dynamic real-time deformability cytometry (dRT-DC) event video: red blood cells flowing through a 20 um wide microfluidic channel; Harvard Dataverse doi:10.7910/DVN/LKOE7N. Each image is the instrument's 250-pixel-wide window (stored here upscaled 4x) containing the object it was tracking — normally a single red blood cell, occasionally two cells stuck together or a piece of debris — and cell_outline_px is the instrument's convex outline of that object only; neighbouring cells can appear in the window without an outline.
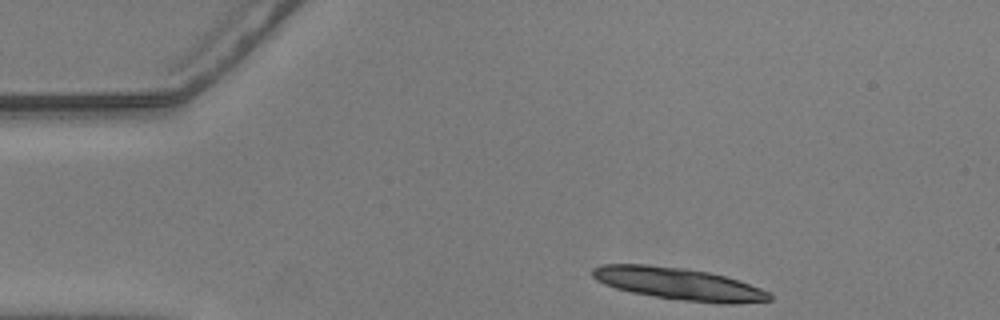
{"species": "common noctule bat (a hibernating species)", "species_latin": "Nyctalus noctula", "temperature_condition": "warm", "stored_images_in_passage": 22, "camera_frame_rate_fps": 3000, "um_per_image_px": 0.085, "animal": {"sex": "male", "body_mass_g": 20.5, "forearm_length_mm": 52.5}, "frame": {"image": 1, "passage_image": 1, "time_ms": 0.0, "image_size_px": [1000, 320], "cell_outline_px": [[772, 300], [732, 304], [724, 304], [684, 300], [656, 296], [632, 292], [616, 288], [604, 284], [596, 280], [592, 276], [592, 268], [600, 264], [644, 264], [684, 268], [708, 272], [724, 276], [760, 288], [768, 292], [772, 296]], "centroid_in_image_um": [57.66, 24.11], "position_along_channel_um": 27.3, "area_um2": 32.77}}
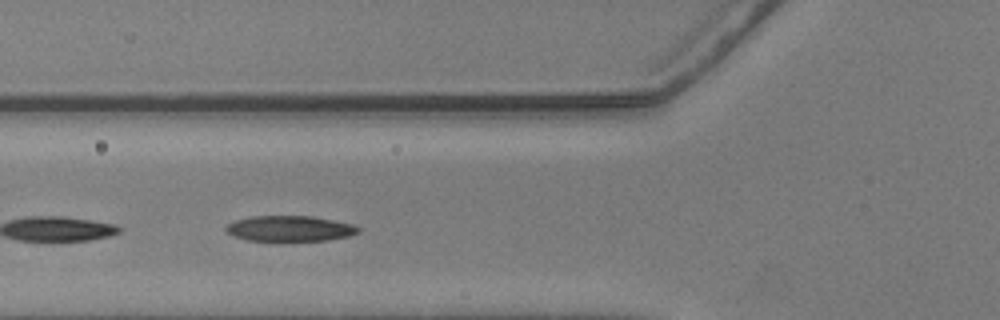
{"frame": {"image": 2, "passage_image": 13, "time_ms": 4.0, "image_size_px": [1000, 320], "cell_outline_px": [[360, 232], [348, 236], [328, 240], [284, 244], [248, 240], [236, 236], [228, 232], [224, 228], [228, 224], [236, 220], [252, 216], [312, 216], [352, 224], [360, 228]], "centroid_in_image_um": [24.64, 19.48], "position_along_channel_um": 101.2, "area_um2": 20.52}}
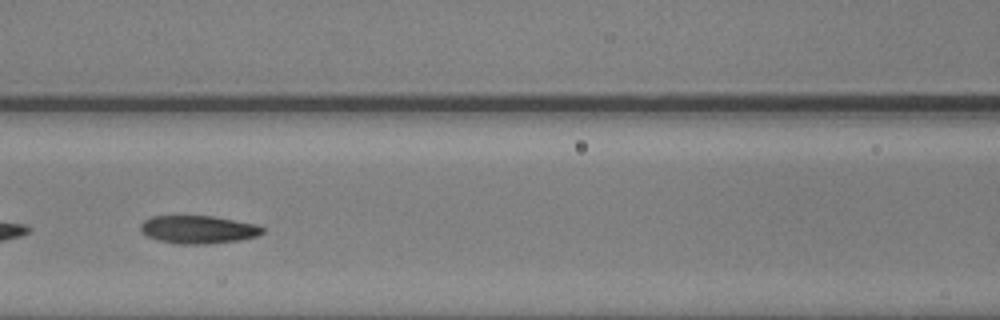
{"frame": {"image": 3, "passage_image": 17, "time_ms": 5.333, "image_size_px": [1000, 320], "cell_outline_px": [[264, 232], [256, 236], [240, 240], [208, 244], [176, 244], [160, 240], [148, 236], [140, 232], [140, 224], [144, 220], [152, 216], [216, 216], [256, 224], [264, 228]], "centroid_in_image_um": [16.85, 19.5], "position_along_channel_um": 149.7, "area_um2": 20.0}}